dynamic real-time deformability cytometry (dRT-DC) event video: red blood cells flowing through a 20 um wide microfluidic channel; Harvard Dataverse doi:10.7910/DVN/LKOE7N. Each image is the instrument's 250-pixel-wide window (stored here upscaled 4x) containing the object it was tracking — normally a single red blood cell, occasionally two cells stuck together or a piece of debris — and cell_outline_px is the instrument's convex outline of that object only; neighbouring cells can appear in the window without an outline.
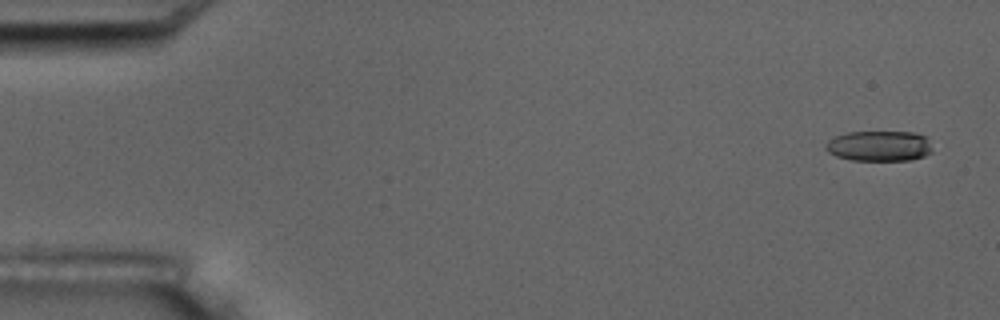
{"species": "common noctule bat (a hibernating species)", "species_latin": "Nyctalus noctula", "temperature_condition": "room temperature", "stored_images_in_passage": 4, "camera_frame_rate_fps": 3000, "um_per_image_px": 0.085, "animal": {"sex": "male", "body_mass_g": 17.5, "forearm_length_mm": 52.3}, "frame": {"image": 1, "passage_image": 1, "time_ms": 0.0, "image_size_px": [1000, 320], "cell_outline_px": [[932, 152], [924, 156], [912, 160], [852, 160], [836, 156], [828, 152], [824, 148], [824, 144], [828, 140], [836, 136], [848, 132], [916, 132], [924, 136]], "centroid_in_image_um": [74.69, 12.41], "position_along_channel_um": 10.3, "area_um2": 18.84}}
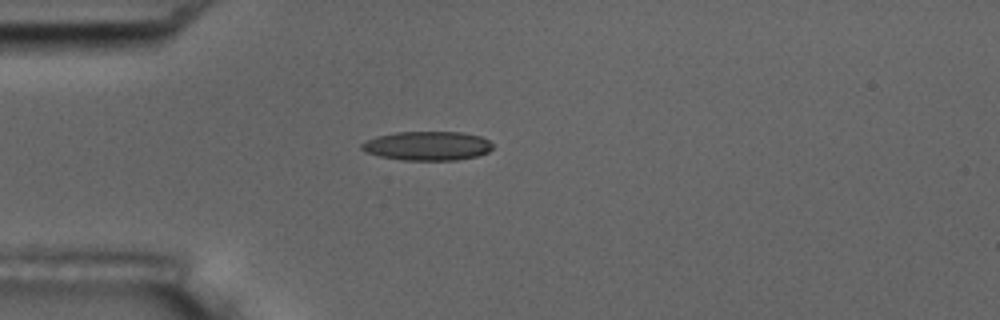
{"frame": {"image": 2, "passage_image": 4, "time_ms": 4.333, "image_size_px": [1000, 320], "cell_outline_px": [[492, 148], [488, 152], [476, 156], [456, 160], [400, 160], [380, 156], [364, 152], [360, 148], [360, 144], [376, 136], [396, 132], [464, 132], [480, 136], [488, 140], [492, 144]], "centroid_in_image_um": [36.3, 12.4], "position_along_channel_um": 48.7, "area_um2": 22.25}}